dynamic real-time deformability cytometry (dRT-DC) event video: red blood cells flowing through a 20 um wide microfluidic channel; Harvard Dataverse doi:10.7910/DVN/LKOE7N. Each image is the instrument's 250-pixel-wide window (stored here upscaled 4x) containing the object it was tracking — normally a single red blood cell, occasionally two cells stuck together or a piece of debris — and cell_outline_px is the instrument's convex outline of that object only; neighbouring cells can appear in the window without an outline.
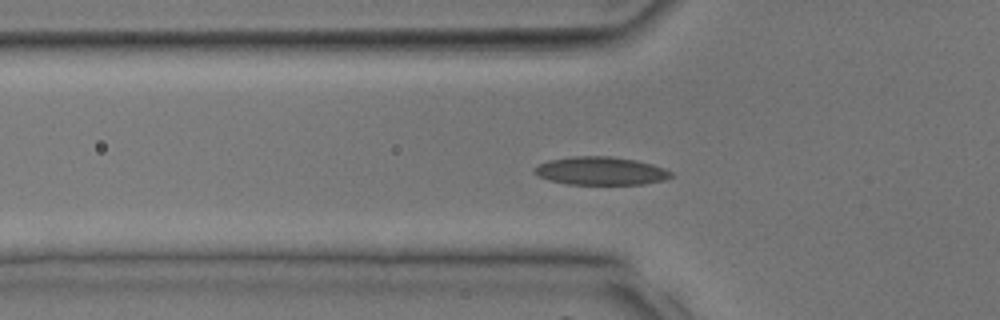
{"species": "common noctule bat (a hibernating species)", "species_latin": "Nyctalus noctula", "temperature_condition": "room temperature", "stored_images_in_passage": 38, "camera_frame_rate_fps": 3000, "um_per_image_px": 0.085, "animal": {"sex": "male", "body_mass_g": 17.9, "forearm_length_mm": 54.2}, "frame": {"image": 1, "passage_image": 12, "time_ms": 3.667, "image_size_px": [1000, 320], "cell_outline_px": [[672, 176], [664, 180], [644, 184], [568, 184], [552, 180], [540, 176], [532, 172], [532, 168], [548, 160], [572, 156], [612, 156], [636, 160], [652, 164], [664, 168], [672, 172]], "centroid_in_image_um": [51.07, 14.52], "position_along_channel_um": 74.7, "area_um2": 22.37}}
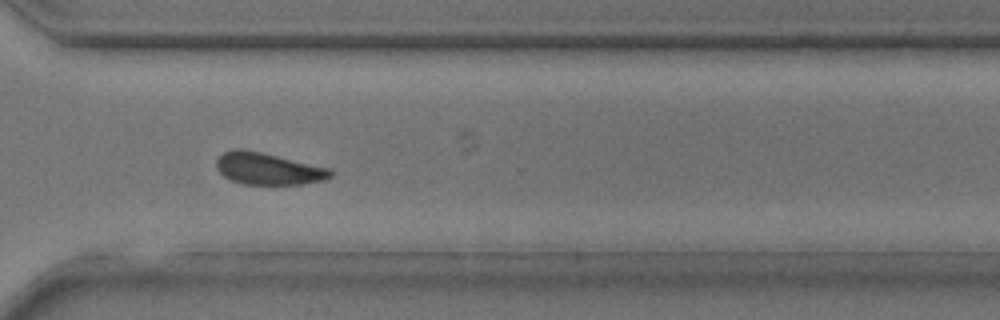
{"frame": {"image": 2, "passage_image": 27, "time_ms": 8.667, "image_size_px": [1000, 320], "cell_outline_px": [[332, 176], [324, 180], [304, 184], [244, 184], [232, 180], [224, 176], [216, 168], [216, 160], [224, 152], [232, 148], [244, 148], [332, 168]], "centroid_in_image_um": [22.8, 14.33], "position_along_channel_um": 347.8, "area_um2": 21.39}}
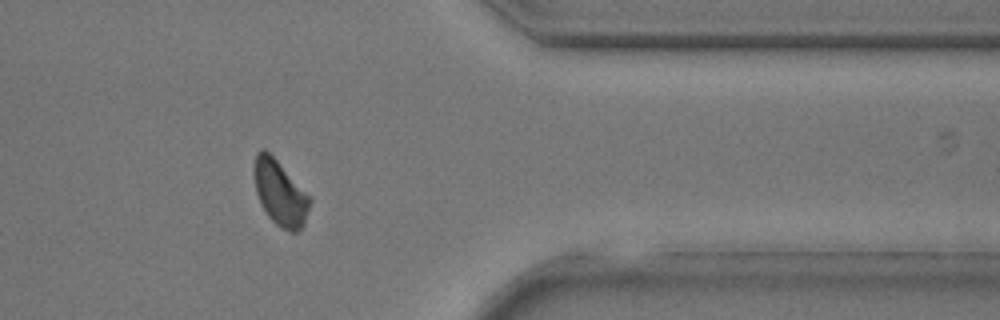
{"frame": {"image": 3, "passage_image": 30, "time_ms": 9.667, "image_size_px": [1000, 320], "cell_outline_px": [[312, 200], [304, 224], [296, 232], [292, 232], [280, 228], [268, 216], [260, 204], [256, 192], [252, 172], [252, 168], [256, 152], [260, 148], [264, 148], [312, 196]], "centroid_in_image_um": [23.79, 16.39], "position_along_channel_um": 387.6, "area_um2": 21.56}}